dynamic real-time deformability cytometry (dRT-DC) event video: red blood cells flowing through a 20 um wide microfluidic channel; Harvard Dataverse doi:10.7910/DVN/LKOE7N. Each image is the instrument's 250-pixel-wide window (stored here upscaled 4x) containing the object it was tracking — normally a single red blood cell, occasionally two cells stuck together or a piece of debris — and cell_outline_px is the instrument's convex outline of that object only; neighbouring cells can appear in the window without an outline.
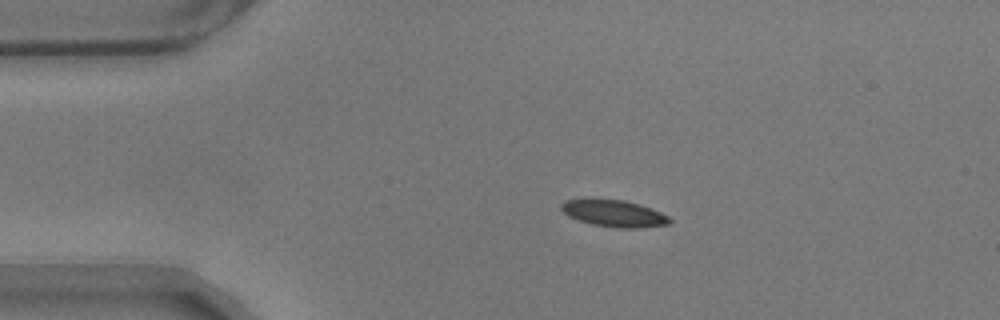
{"species": "common noctule bat (a hibernating species)", "species_latin": "Nyctalus noctula", "temperature_condition": "warm", "stored_images_in_passage": 47, "camera_frame_rate_fps": 3000, "um_per_image_px": 0.085, "animal": {"sex": "male", "body_mass_g": 17.9}, "frame": {"image": 1, "passage_image": 1, "time_ms": 0.0, "image_size_px": [1000, 320], "cell_outline_px": [[672, 220], [668, 224], [640, 228], [616, 228], [592, 224], [568, 216], [560, 208], [560, 204], [564, 200], [624, 200], [640, 204], [652, 208], [668, 216]], "centroid_in_image_um": [52.22, 18.15], "position_along_channel_um": 32.8, "area_um2": 16.7}}
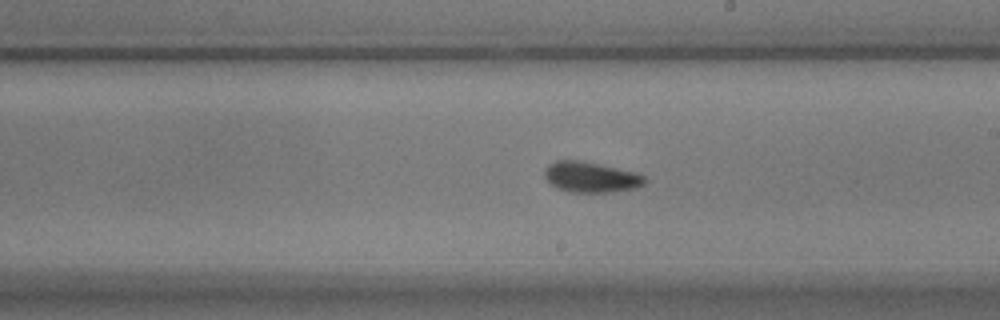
{"frame": {"image": 2, "passage_image": 22, "time_ms": 7.0, "image_size_px": [1000, 320], "cell_outline_px": [[648, 180], [644, 184], [636, 188], [612, 192], [568, 192], [556, 188], [548, 184], [544, 176], [544, 168], [548, 164], [556, 160], [580, 160], [600, 164], [636, 172], [644, 176]], "centroid_in_image_um": [50.19, 15.05], "position_along_channel_um": 238.8, "area_um2": 18.21}}
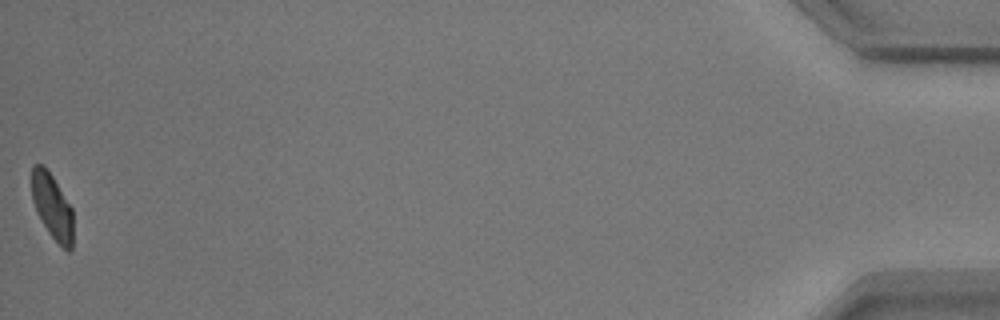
{"frame": {"image": 3, "passage_image": 47, "time_ms": 15.333, "image_size_px": [1000, 320], "cell_outline_px": [[72, 248], [68, 252], [48, 232], [32, 200], [32, 164], [44, 164], [52, 176], [72, 208]], "centroid_in_image_um": [4.43, 17.51], "position_along_channel_um": 430.8, "area_um2": 15.37}, "authors_computed_cell_mechanics": {"area_um2": 17.4556, "velocity_mm_per_s": 3.5057, "shape_relaxation_time_tau1_ms": 2.689, "shape_relaxation_time_tau2_ms": 1.8956, "deformation_change_tau1": 0.1154, "deformation_change_tau2": 0.0723}}